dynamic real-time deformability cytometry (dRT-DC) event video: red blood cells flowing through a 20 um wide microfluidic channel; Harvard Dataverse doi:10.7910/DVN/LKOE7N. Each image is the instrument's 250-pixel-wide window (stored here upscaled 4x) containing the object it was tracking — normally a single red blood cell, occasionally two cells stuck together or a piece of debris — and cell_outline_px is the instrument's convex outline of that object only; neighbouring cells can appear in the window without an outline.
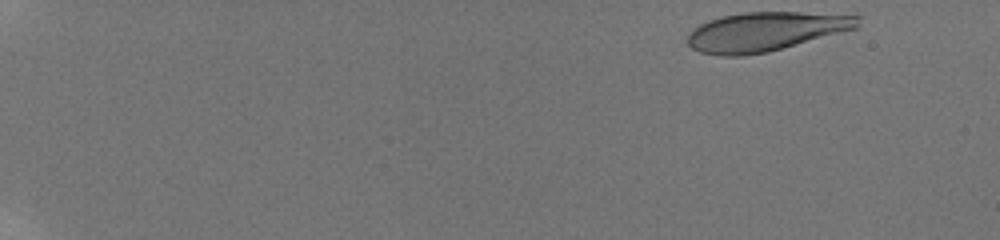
{"species": "human", "species_latin": "Homo sapiens", "temperature_condition": "room temperature", "stored_images_in_passage": 28, "camera_frame_rate_fps": 3000, "um_per_image_px": 0.085, "donor": {"sex": "male"}, "frame": {"image": 1, "passage_image": 1, "time_ms": 0.0, "image_size_px": [1000, 240], "cell_outline_px": [[860, 28], [768, 52], [740, 56], [724, 56], [700, 52], [692, 48], [688, 44], [688, 32], [700, 24], [708, 20], [720, 16], [744, 12], [800, 12], [860, 16]], "centroid_in_image_um": [65.08, 2.68], "position_along_channel_um": 19.9, "area_um2": 38.96}}
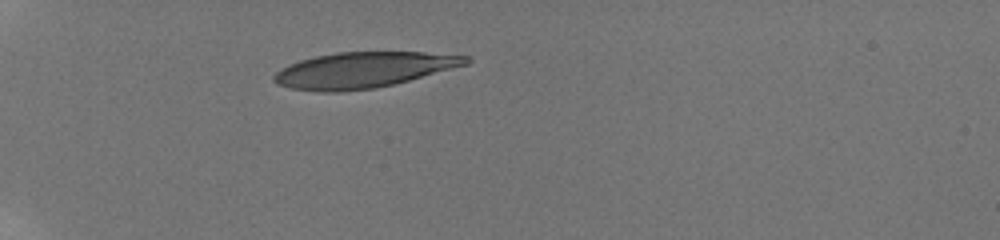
{"frame": {"image": 2, "passage_image": 19, "time_ms": 4.667, "image_size_px": [1000, 240], "cell_outline_px": [[472, 60], [468, 64], [408, 80], [376, 88], [340, 92], [320, 92], [292, 88], [276, 84], [272, 80], [272, 76], [280, 68], [288, 64], [300, 60], [316, 56], [336, 52], [424, 52], [468, 56]], "centroid_in_image_um": [30.83, 5.95], "position_along_channel_um": 54.2, "area_um2": 39.88}}
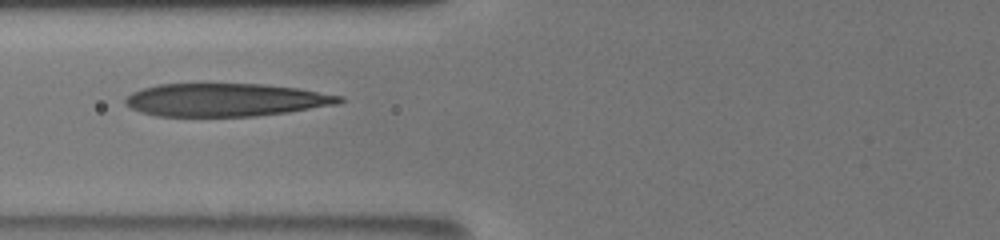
{"frame": {"image": 3, "passage_image": 27, "time_ms": 7.0, "image_size_px": [1000, 240], "cell_outline_px": [[344, 100], [340, 104], [288, 112], [256, 116], [156, 116], [140, 112], [124, 104], [124, 100], [132, 92], [144, 88], [160, 84], [264, 84], [296, 88], [344, 96]], "centroid_in_image_um": [19.21, 8.49], "position_along_channel_um": 106.6, "area_um2": 41.15}}